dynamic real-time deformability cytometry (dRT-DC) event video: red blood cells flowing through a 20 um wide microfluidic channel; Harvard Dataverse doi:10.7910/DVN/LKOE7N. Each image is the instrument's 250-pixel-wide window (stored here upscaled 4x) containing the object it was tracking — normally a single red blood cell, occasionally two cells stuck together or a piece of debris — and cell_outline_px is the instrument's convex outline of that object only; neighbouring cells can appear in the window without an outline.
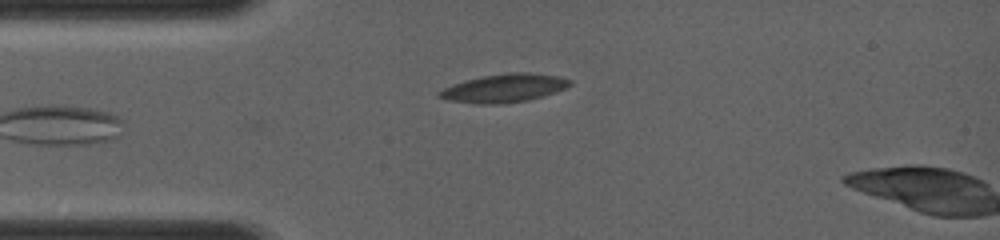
{"species": "common noctule bat (a hibernating species)", "species_latin": "Nyctalus noctula", "temperature_condition": "room temperature", "stored_images_in_passage": 43, "camera_frame_rate_fps": 4000, "um_per_image_px": 0.085, "animal": {"sex": "female", "body_mass_g": 19.0, "forearm_length_mm": 56.7}, "frame": {"image": 1, "passage_image": 1, "time_ms": 0.0, "image_size_px": [1000, 240], "cell_outline_px": [[572, 84], [556, 92], [544, 96], [528, 100], [500, 104], [476, 104], [448, 100], [436, 96], [436, 92], [452, 84], [464, 80], [484, 76], [512, 72], [528, 72], [560, 76], [572, 80]], "centroid_in_image_um": [42.84, 7.49], "position_along_channel_um": 42.2, "area_um2": 21.73}}
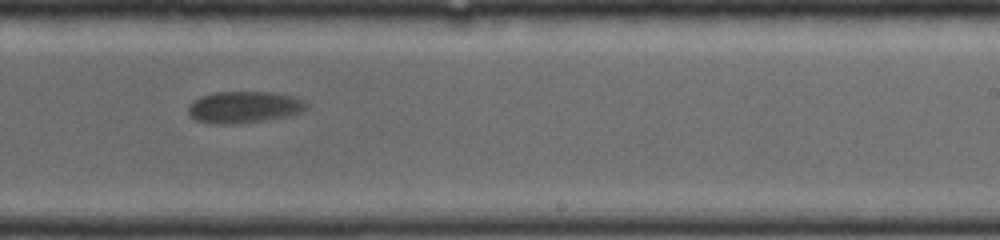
{"frame": {"image": 2, "passage_image": 22, "time_ms": 5.25, "image_size_px": [1000, 240], "cell_outline_px": [[308, 108], [304, 112], [264, 120], [232, 124], [212, 124], [196, 120], [188, 116], [188, 108], [192, 100], [200, 96], [216, 92], [272, 92], [292, 96], [304, 100], [308, 104]], "centroid_in_image_um": [20.72, 9.1], "position_along_channel_um": 268.3, "area_um2": 21.96}}
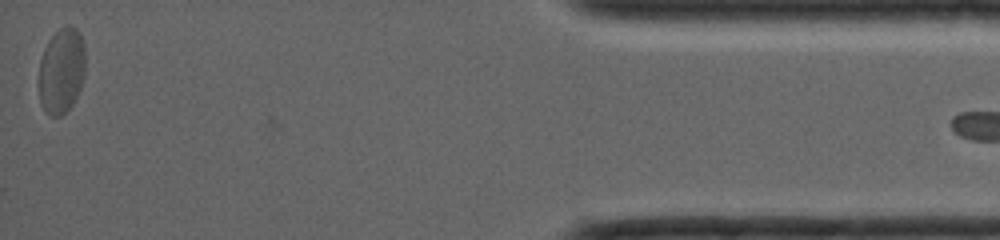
{"frame": {"image": 3, "passage_image": 42, "time_ms": 10.25, "image_size_px": [1000, 240], "cell_outline_px": [[84, 76], [80, 88], [72, 104], [60, 116], [52, 116], [44, 112], [40, 104], [40, 60], [44, 48], [48, 40], [60, 28], [68, 24], [76, 28], [80, 32], [84, 44]], "centroid_in_image_um": [5.23, 5.99], "position_along_channel_um": 430.0, "area_um2": 23.12}}